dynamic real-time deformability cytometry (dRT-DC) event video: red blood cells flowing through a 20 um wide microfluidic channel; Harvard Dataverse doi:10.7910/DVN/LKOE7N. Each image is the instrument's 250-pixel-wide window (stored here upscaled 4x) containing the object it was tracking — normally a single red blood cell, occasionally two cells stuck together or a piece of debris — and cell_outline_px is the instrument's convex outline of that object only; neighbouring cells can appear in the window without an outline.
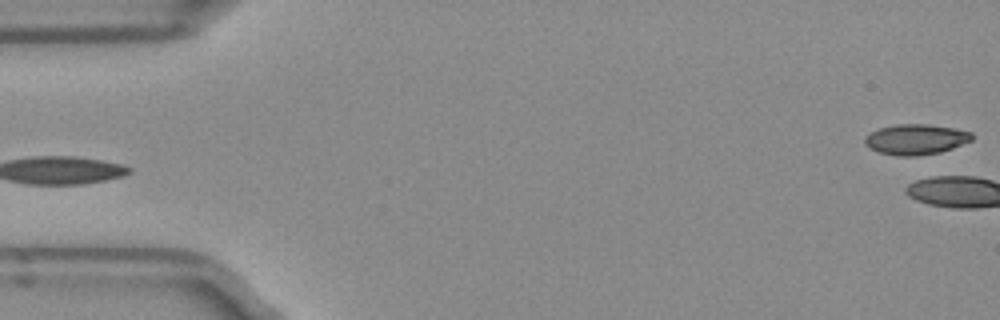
{"species": "Egyptian fruit bat (a non-hibernating species)", "species_latin": "Rousettus aegyptiacus", "temperature_condition": "room temperature", "stored_images_in_passage": 2, "segment_of_instrument_passage": [2, 2], "camera_frame_rate_fps": 3000, "um_per_image_px": 0.085, "frame": {"image": 1, "passage_image": 2, "time_ms": 0.333, "image_size_px": [1000, 320], "cell_outline_px": [[972, 140], [952, 148], [940, 152], [916, 156], [896, 156], [880, 152], [864, 144], [864, 136], [880, 128], [896, 124], [928, 124], [952, 128], [972, 132]], "centroid_in_image_um": [77.83, 11.84], "position_along_channel_um": 7.2, "area_um2": 18.84}}